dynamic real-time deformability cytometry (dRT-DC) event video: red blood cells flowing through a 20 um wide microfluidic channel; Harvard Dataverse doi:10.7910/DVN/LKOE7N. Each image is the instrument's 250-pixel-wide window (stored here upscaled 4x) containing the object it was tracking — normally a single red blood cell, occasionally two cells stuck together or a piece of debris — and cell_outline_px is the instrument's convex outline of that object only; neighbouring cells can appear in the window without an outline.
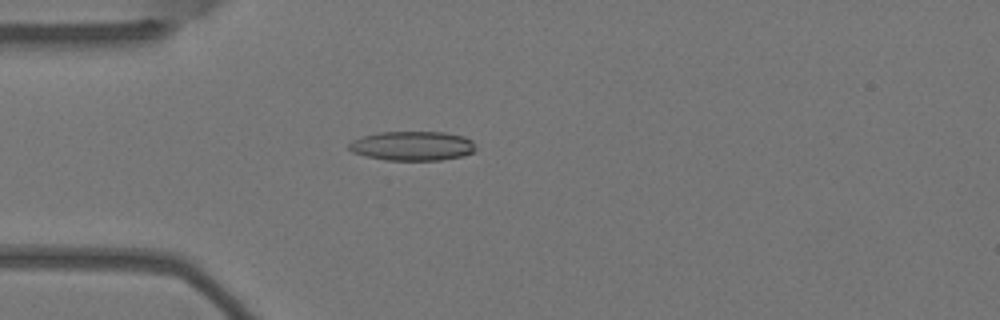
{"species": "Egyptian fruit bat (a non-hibernating species)", "species_latin": "Rousettus aegyptiacus", "temperature_condition": "warm", "stored_images_in_passage": 6, "camera_frame_rate_fps": 3000, "um_per_image_px": 0.085, "animal": {"sex": "female"}, "frame": {"image": 1, "passage_image": 5, "time_ms": 1.333, "image_size_px": [1000, 320], "cell_outline_px": [[476, 148], [472, 152], [464, 156], [440, 160], [384, 160], [364, 156], [352, 152], [348, 148], [348, 144], [352, 140], [360, 136], [380, 132], [444, 132], [464, 136], [472, 140]], "centroid_in_image_um": [35.03, 12.4], "position_along_channel_um": 50.0, "area_um2": 21.91}}